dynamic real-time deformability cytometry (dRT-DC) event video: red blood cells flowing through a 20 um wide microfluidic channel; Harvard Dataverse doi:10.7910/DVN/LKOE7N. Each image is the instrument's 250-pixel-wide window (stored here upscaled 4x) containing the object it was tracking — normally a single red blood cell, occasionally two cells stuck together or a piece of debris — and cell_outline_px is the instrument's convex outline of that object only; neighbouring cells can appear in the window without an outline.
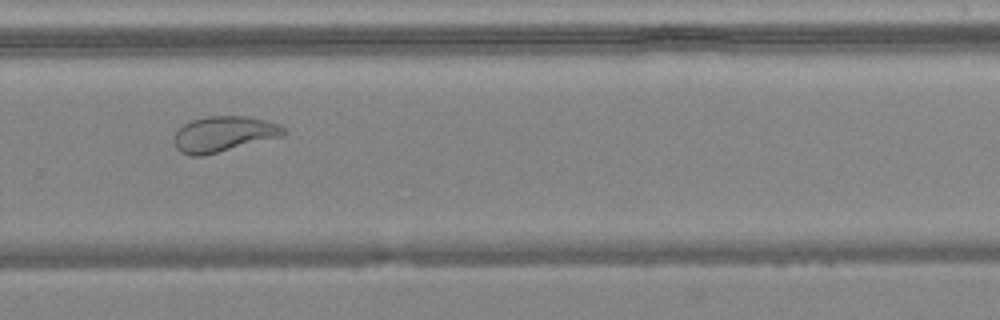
{"species": "common noctule bat (a hibernating species)", "species_latin": "Nyctalus noctula", "temperature_condition": "warm", "stored_images_in_passage": 14, "camera_frame_rate_fps": 3000, "um_per_image_px": 0.085, "animal": {"sex": "female", "body_mass_g": 24.6, "forearm_length_mm": 56.2}, "frame": {"image": 1, "passage_image": 10, "time_ms": 3.0, "image_size_px": [1000, 320], "cell_outline_px": [[288, 132], [284, 136], [204, 156], [188, 156], [180, 152], [176, 148], [176, 132], [184, 124], [192, 120], [208, 116], [248, 116], [264, 120], [276, 124], [284, 128]], "centroid_in_image_um": [19.04, 11.41], "position_along_channel_um": 310.8, "area_um2": 22.66}}